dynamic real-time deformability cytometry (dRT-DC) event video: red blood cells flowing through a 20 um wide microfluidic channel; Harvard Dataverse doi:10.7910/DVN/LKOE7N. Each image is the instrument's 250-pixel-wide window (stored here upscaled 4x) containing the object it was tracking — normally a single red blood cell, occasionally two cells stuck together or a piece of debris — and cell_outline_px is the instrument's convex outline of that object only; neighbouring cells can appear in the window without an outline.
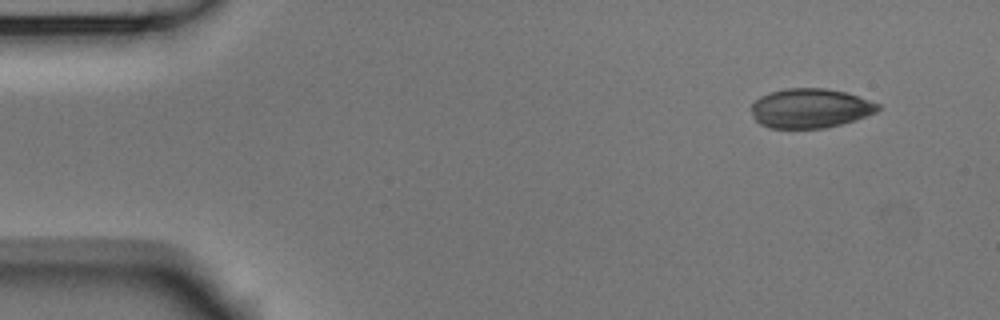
{"species": "Egyptian fruit bat (a non-hibernating species)", "species_latin": "Rousettus aegyptiacus", "temperature_condition": "room temperature", "stored_images_in_passage": 4, "camera_frame_rate_fps": 3000, "um_per_image_px": 0.085, "animal": {"sex": "male"}, "frame": {"image": 1, "passage_image": 1, "time_ms": 0.0, "image_size_px": [1000, 320], "cell_outline_px": [[880, 108], [876, 112], [840, 124], [824, 128], [768, 128], [760, 124], [752, 116], [752, 104], [760, 96], [768, 92], [784, 88], [824, 88], [848, 92], [880, 104]], "centroid_in_image_um": [68.84, 9.19], "position_along_channel_um": 16.2, "area_um2": 29.13}}
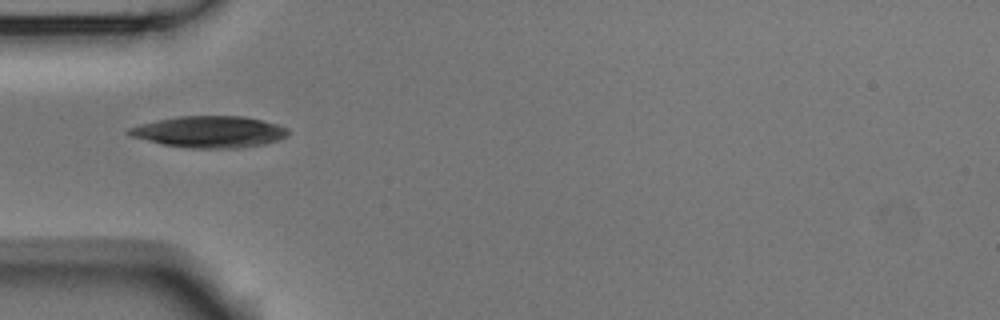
{"frame": {"image": 2, "passage_image": 4, "time_ms": 1.0, "image_size_px": [1000, 320], "cell_outline_px": [[288, 136], [264, 144], [240, 148], [188, 148], [160, 144], [128, 136], [124, 132], [128, 128], [140, 124], [156, 120], [176, 116], [244, 116], [276, 124], [288, 128]], "centroid_in_image_um": [17.73, 11.21], "position_along_channel_um": 67.3, "area_um2": 29.48}}